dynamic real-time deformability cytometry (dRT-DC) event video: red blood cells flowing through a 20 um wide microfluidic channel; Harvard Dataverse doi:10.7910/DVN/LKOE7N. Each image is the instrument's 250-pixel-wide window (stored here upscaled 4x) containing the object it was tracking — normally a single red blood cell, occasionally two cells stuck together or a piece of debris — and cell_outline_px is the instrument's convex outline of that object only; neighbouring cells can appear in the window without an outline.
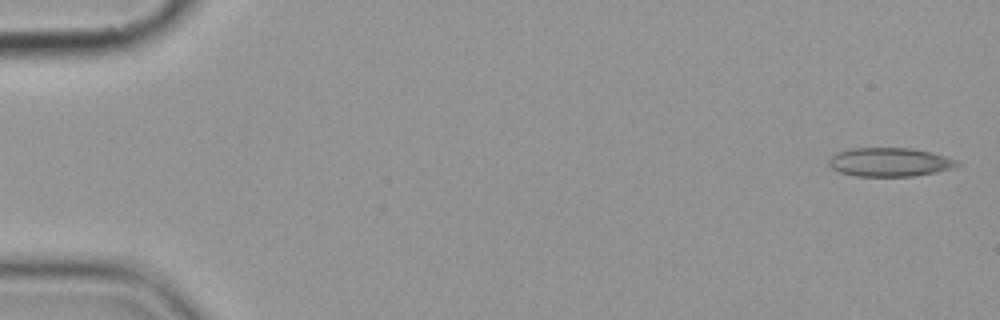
{"species": "common noctule bat (a hibernating species)", "species_latin": "Nyctalus noctula", "temperature_condition": "cold", "stored_images_in_passage": 6, "camera_frame_rate_fps": 3000, "um_per_image_px": 0.085, "animal": {"sex": "female", "body_mass_g": 19.9}, "frame": {"image": 1, "passage_image": 1, "time_ms": 0.0, "image_size_px": [1000, 320], "cell_outline_px": [[960, 164], [952, 168], [936, 172], [916, 176], [856, 176], [840, 172], [832, 168], [828, 164], [828, 160], [836, 152], [848, 148], [912, 148], [932, 152], [956, 160]], "centroid_in_image_um": [75.59, 13.77], "position_along_channel_um": 9.4, "area_um2": 21.56}}